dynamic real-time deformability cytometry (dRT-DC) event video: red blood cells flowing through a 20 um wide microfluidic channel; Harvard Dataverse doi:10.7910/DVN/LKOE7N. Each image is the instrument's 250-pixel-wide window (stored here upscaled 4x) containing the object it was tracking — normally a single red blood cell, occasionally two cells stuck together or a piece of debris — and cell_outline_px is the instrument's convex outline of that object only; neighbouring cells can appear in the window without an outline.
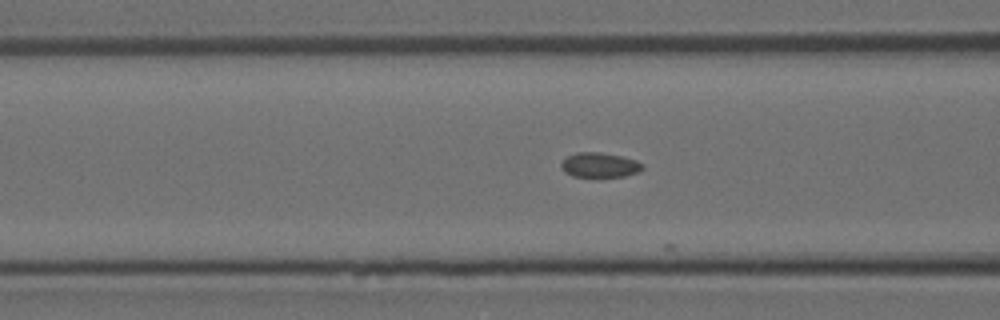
{"species": "Egyptian fruit bat (a non-hibernating species)", "species_latin": "Rousettus aegyptiacus", "temperature_condition": "room temperature", "stored_images_in_passage": 16, "segment_of_instrument_passage": [2, 2], "camera_frame_rate_fps": 3000, "um_per_image_px": 0.085, "animal": {"sex": "female"}, "frame": {"image": 1, "passage_image": 14, "time_ms": 4.333, "image_size_px": [1000, 320], "cell_outline_px": [[644, 168], [640, 172], [624, 176], [572, 176], [564, 172], [560, 168], [560, 164], [568, 156], [576, 152], [600, 152], [620, 156], [636, 160], [644, 164]], "centroid_in_image_um": [50.98, 14.02], "position_along_channel_um": 115.6, "area_um2": 11.73}}